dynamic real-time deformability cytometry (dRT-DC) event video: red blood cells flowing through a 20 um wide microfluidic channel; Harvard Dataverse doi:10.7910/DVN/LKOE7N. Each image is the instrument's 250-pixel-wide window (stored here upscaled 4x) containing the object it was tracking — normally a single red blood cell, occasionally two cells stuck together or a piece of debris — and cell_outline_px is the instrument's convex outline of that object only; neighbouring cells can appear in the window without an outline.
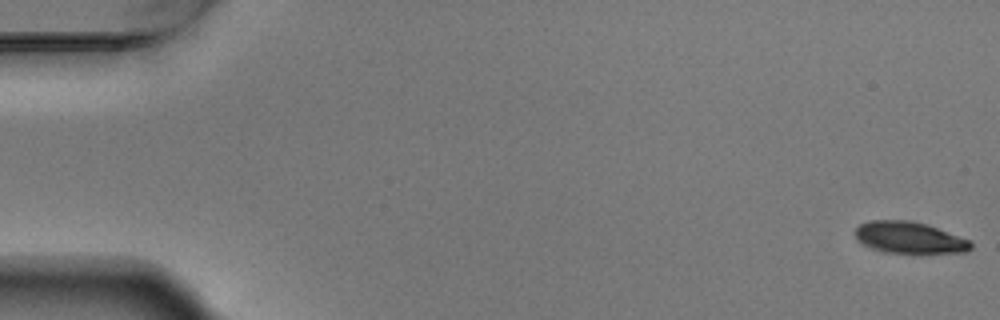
{"species": "Egyptian fruit bat (a non-hibernating species)", "species_latin": "Rousettus aegyptiacus", "temperature_condition": "warm", "stored_images_in_passage": 4, "camera_frame_rate_fps": 3000, "um_per_image_px": 0.085, "animal": {"sex": "male"}, "frame": {"image": 1, "passage_image": 1, "time_ms": 0.0, "image_size_px": [1000, 320], "cell_outline_px": [[972, 248], [968, 252], [884, 252], [872, 248], [864, 244], [856, 236], [856, 228], [860, 224], [872, 220], [908, 220], [924, 224], [936, 228], [968, 240], [972, 244]], "centroid_in_image_um": [77.28, 20.19], "position_along_channel_um": 7.7, "area_um2": 20.58}}
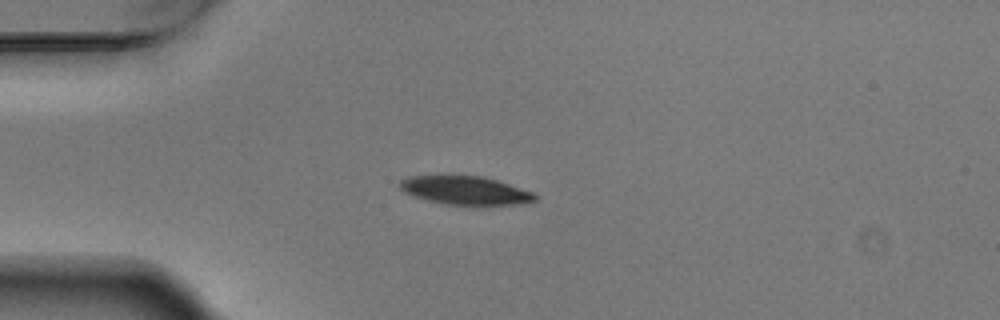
{"frame": {"image": 2, "passage_image": 4, "time_ms": 1.0, "image_size_px": [1000, 320], "cell_outline_px": [[536, 200], [520, 204], [444, 204], [428, 200], [404, 192], [400, 188], [400, 180], [408, 176], [480, 176], [496, 180], [532, 192], [536, 196]], "centroid_in_image_um": [39.52, 16.18], "position_along_channel_um": 45.5, "area_um2": 21.79}}